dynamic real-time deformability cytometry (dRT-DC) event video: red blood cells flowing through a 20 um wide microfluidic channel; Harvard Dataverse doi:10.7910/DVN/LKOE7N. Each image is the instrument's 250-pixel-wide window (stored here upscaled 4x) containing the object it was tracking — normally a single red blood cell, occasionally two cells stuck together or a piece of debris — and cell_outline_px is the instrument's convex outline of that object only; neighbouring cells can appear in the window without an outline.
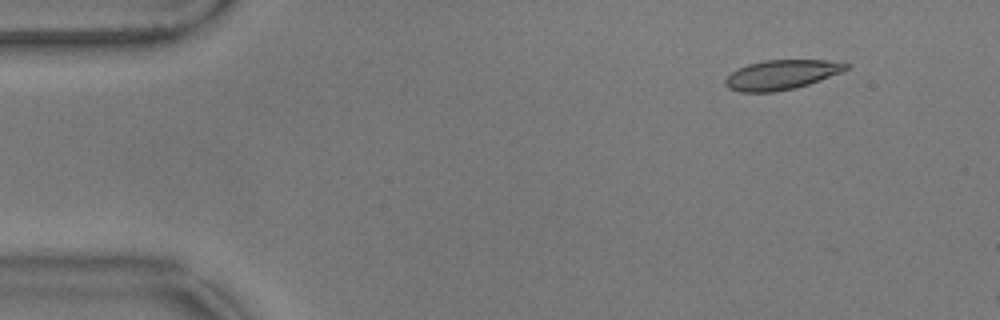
{"species": "common noctule bat (a hibernating species)", "species_latin": "Nyctalus noctula", "temperature_condition": "warm", "stored_images_in_passage": 13, "camera_frame_rate_fps": 3000, "um_per_image_px": 0.085, "animal": {"sex": "male", "body_mass_g": 17.9}, "frame": {"image": 1, "passage_image": 6, "time_ms": 1.667, "image_size_px": [1000, 320], "cell_outline_px": [[848, 68], [840, 72], [820, 80], [796, 88], [776, 92], [740, 92], [728, 88], [724, 84], [724, 80], [732, 72], [748, 64], [764, 60], [824, 60], [848, 64]], "centroid_in_image_um": [66.38, 6.36], "position_along_channel_um": 18.6, "area_um2": 20.63}}